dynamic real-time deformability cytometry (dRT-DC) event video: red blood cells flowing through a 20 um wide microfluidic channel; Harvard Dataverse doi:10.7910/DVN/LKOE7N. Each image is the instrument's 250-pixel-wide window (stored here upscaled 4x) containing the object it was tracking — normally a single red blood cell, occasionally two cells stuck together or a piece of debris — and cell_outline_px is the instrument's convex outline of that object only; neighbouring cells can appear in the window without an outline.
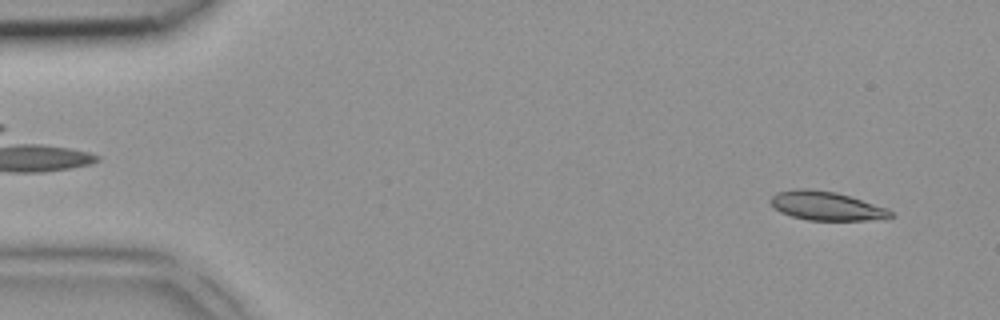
{"species": "common noctule bat (a hibernating species)", "species_latin": "Nyctalus noctula", "temperature_condition": "room temperature", "stored_images_in_passage": 4, "camera_frame_rate_fps": 3000, "um_per_image_px": 0.085, "animal": {"sex": "female", "body_mass_g": 18.4}, "frame": {"image": 1, "passage_image": 1, "time_ms": 0.0, "image_size_px": [1000, 320], "cell_outline_px": [[896, 216], [888, 220], [808, 220], [792, 216], [780, 212], [768, 200], [776, 192], [796, 188], [812, 188], [836, 192], [888, 208]], "centroid_in_image_um": [70.29, 17.5], "position_along_channel_um": 14.7, "area_um2": 20.52}}
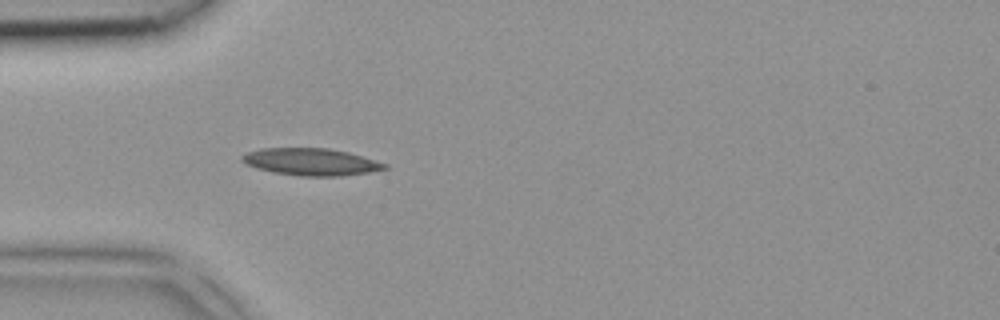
{"frame": {"image": 2, "passage_image": 4, "time_ms": 1.0, "image_size_px": [1000, 320], "cell_outline_px": [[388, 168], [368, 172], [340, 176], [300, 176], [272, 172], [256, 168], [240, 160], [240, 156], [248, 152], [260, 148], [328, 148], [348, 152], [388, 164]], "centroid_in_image_um": [26.41, 13.75], "position_along_channel_um": 58.6, "area_um2": 22.48}}